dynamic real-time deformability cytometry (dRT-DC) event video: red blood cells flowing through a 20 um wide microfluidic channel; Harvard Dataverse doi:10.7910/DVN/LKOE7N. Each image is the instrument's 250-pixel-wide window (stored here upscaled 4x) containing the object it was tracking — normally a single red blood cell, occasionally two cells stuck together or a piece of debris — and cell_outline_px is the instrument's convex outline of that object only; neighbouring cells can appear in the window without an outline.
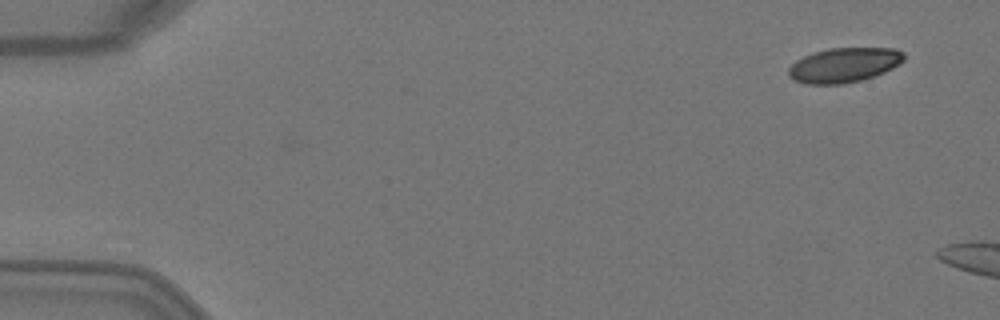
{"species": "Egyptian fruit bat (a non-hibernating species)", "species_latin": "Rousettus aegyptiacus", "temperature_condition": "warm", "stored_images_in_passage": 2, "camera_frame_rate_fps": 3000, "um_per_image_px": 0.085, "animal": {"sex": "female"}, "frame": {"image": 1, "passage_image": 2, "time_ms": 0.333, "image_size_px": [1000, 320], "cell_outline_px": [[904, 60], [900, 64], [884, 72], [860, 80], [840, 84], [804, 84], [792, 80], [788, 76], [788, 68], [796, 60], [812, 52], [828, 48], [896, 48], [904, 52]], "centroid_in_image_um": [71.71, 5.52], "position_along_channel_um": 13.3, "area_um2": 23.47}}